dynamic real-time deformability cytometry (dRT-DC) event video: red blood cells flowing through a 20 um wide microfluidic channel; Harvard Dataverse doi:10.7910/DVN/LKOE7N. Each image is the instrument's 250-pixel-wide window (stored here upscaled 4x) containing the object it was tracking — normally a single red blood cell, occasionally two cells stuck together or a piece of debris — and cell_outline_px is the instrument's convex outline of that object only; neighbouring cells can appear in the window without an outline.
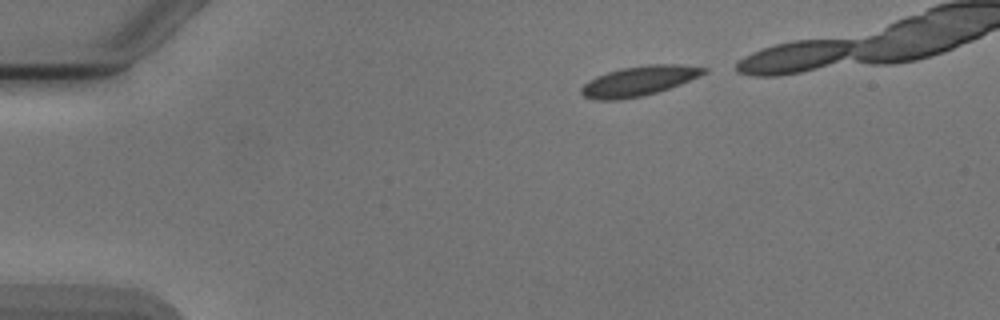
{"species": "Egyptian fruit bat (a non-hibernating species)", "species_latin": "Rousettus aegyptiacus", "temperature_condition": "cold", "stored_images_in_passage": 6, "camera_frame_rate_fps": 3000, "um_per_image_px": 0.085, "animal": {"sex": "male"}, "frame": {"image": 1, "passage_image": 1, "time_ms": 0.0, "image_size_px": [1000, 320], "cell_outline_px": [[708, 72], [700, 76], [680, 84], [656, 92], [640, 96], [620, 100], [592, 100], [584, 96], [580, 92], [580, 88], [588, 80], [596, 76], [620, 68], [648, 64], [676, 64], [708, 68]], "centroid_in_image_um": [54.28, 6.88], "position_along_channel_um": 30.7, "area_um2": 21.33}}
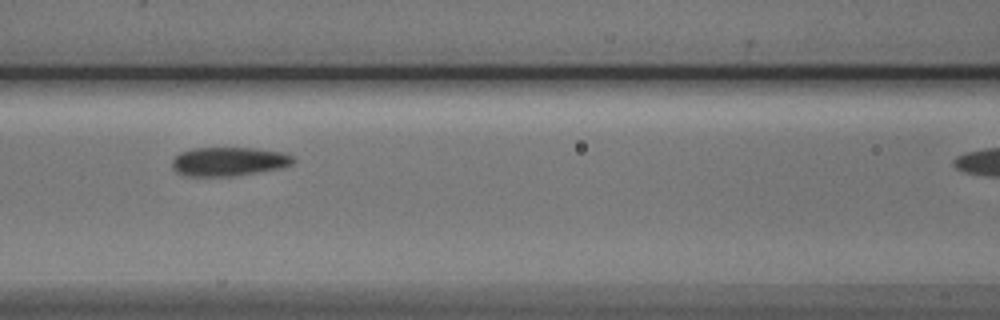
{"frame": {"image": 2, "passage_image": 5, "time_ms": 4.667, "image_size_px": [1000, 320], "cell_outline_px": [[296, 160], [292, 164], [280, 168], [232, 176], [188, 176], [176, 172], [172, 168], [172, 160], [180, 152], [192, 148], [256, 148], [284, 152], [292, 156]], "centroid_in_image_um": [19.44, 13.72], "position_along_channel_um": 147.2, "area_um2": 20.4}}